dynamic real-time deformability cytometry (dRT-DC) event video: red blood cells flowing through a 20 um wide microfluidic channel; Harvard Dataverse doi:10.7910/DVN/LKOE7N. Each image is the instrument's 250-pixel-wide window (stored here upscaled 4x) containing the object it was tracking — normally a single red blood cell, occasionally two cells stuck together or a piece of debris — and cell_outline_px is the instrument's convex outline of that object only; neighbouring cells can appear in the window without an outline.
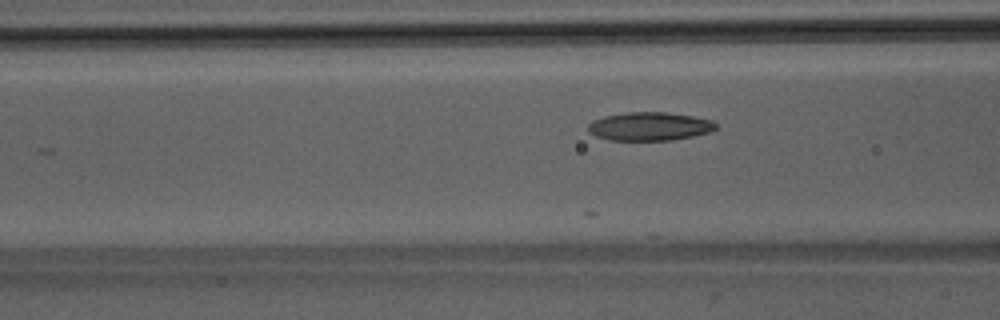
{"species": "Egyptian fruit bat (a non-hibernating species)", "species_latin": "Rousettus aegyptiacus", "temperature_condition": "room temperature", "stored_images_in_passage": 10, "camera_frame_rate_fps": 3000, "um_per_image_px": 0.085, "animal": {"sex": "male"}, "frame": {"image": 1, "passage_image": 4, "time_ms": 1.0, "image_size_px": [1000, 320], "cell_outline_px": [[716, 128], [708, 132], [692, 136], [672, 140], [608, 140], [596, 136], [588, 132], [588, 124], [592, 120], [604, 116], [628, 112], [668, 112], [692, 116], [712, 120], [716, 124]], "centroid_in_image_um": [55.17, 10.74], "position_along_channel_um": 111.4, "area_um2": 21.15}}